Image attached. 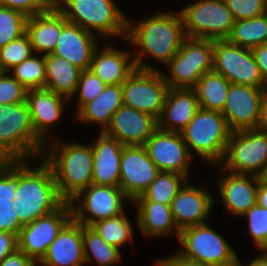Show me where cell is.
<instances>
[{"mask_svg": "<svg viewBox=\"0 0 267 266\" xmlns=\"http://www.w3.org/2000/svg\"><path fill=\"white\" fill-rule=\"evenodd\" d=\"M45 65V89L72 101L82 70L68 60L51 53L45 55Z\"/></svg>", "mask_w": 267, "mask_h": 266, "instance_id": "31", "label": "cell"}, {"mask_svg": "<svg viewBox=\"0 0 267 266\" xmlns=\"http://www.w3.org/2000/svg\"><path fill=\"white\" fill-rule=\"evenodd\" d=\"M235 21L250 19L267 12V0H224Z\"/></svg>", "mask_w": 267, "mask_h": 266, "instance_id": "43", "label": "cell"}, {"mask_svg": "<svg viewBox=\"0 0 267 266\" xmlns=\"http://www.w3.org/2000/svg\"><path fill=\"white\" fill-rule=\"evenodd\" d=\"M155 266H213L201 262L192 261L180 256L178 253L167 256L165 258H158L155 260Z\"/></svg>", "mask_w": 267, "mask_h": 266, "instance_id": "46", "label": "cell"}, {"mask_svg": "<svg viewBox=\"0 0 267 266\" xmlns=\"http://www.w3.org/2000/svg\"><path fill=\"white\" fill-rule=\"evenodd\" d=\"M259 179L267 185V165L266 167L263 169L261 175L259 176Z\"/></svg>", "mask_w": 267, "mask_h": 266, "instance_id": "53", "label": "cell"}, {"mask_svg": "<svg viewBox=\"0 0 267 266\" xmlns=\"http://www.w3.org/2000/svg\"><path fill=\"white\" fill-rule=\"evenodd\" d=\"M38 264L29 258L23 251L17 249L10 253L1 262L0 266H37Z\"/></svg>", "mask_w": 267, "mask_h": 266, "instance_id": "47", "label": "cell"}, {"mask_svg": "<svg viewBox=\"0 0 267 266\" xmlns=\"http://www.w3.org/2000/svg\"><path fill=\"white\" fill-rule=\"evenodd\" d=\"M93 153L92 184L120 186V161L124 145L116 138L99 132L91 142Z\"/></svg>", "mask_w": 267, "mask_h": 266, "instance_id": "22", "label": "cell"}, {"mask_svg": "<svg viewBox=\"0 0 267 266\" xmlns=\"http://www.w3.org/2000/svg\"><path fill=\"white\" fill-rule=\"evenodd\" d=\"M231 83L215 71L207 72L199 78L193 90L200 108L222 112Z\"/></svg>", "mask_w": 267, "mask_h": 266, "instance_id": "32", "label": "cell"}, {"mask_svg": "<svg viewBox=\"0 0 267 266\" xmlns=\"http://www.w3.org/2000/svg\"><path fill=\"white\" fill-rule=\"evenodd\" d=\"M166 68L169 75L163 76L169 88H193L201 76L213 71V40L186 37Z\"/></svg>", "mask_w": 267, "mask_h": 266, "instance_id": "8", "label": "cell"}, {"mask_svg": "<svg viewBox=\"0 0 267 266\" xmlns=\"http://www.w3.org/2000/svg\"><path fill=\"white\" fill-rule=\"evenodd\" d=\"M126 200L130 201L120 187L90 184L70 201L72 218L91 226L97 221L122 214Z\"/></svg>", "mask_w": 267, "mask_h": 266, "instance_id": "12", "label": "cell"}, {"mask_svg": "<svg viewBox=\"0 0 267 266\" xmlns=\"http://www.w3.org/2000/svg\"><path fill=\"white\" fill-rule=\"evenodd\" d=\"M180 133L194 157L196 154L215 167L224 157L232 131L221 112L199 108Z\"/></svg>", "mask_w": 267, "mask_h": 266, "instance_id": "5", "label": "cell"}, {"mask_svg": "<svg viewBox=\"0 0 267 266\" xmlns=\"http://www.w3.org/2000/svg\"><path fill=\"white\" fill-rule=\"evenodd\" d=\"M219 165L228 172L259 177L267 165V133L257 129L232 132Z\"/></svg>", "mask_w": 267, "mask_h": 266, "instance_id": "10", "label": "cell"}, {"mask_svg": "<svg viewBox=\"0 0 267 266\" xmlns=\"http://www.w3.org/2000/svg\"><path fill=\"white\" fill-rule=\"evenodd\" d=\"M219 168L222 171L217 186L220 200L224 203L228 215L242 217L246 211L256 205L259 177L236 174Z\"/></svg>", "mask_w": 267, "mask_h": 266, "instance_id": "20", "label": "cell"}, {"mask_svg": "<svg viewBox=\"0 0 267 266\" xmlns=\"http://www.w3.org/2000/svg\"><path fill=\"white\" fill-rule=\"evenodd\" d=\"M27 19L19 11L0 6V48L26 34Z\"/></svg>", "mask_w": 267, "mask_h": 266, "instance_id": "38", "label": "cell"}, {"mask_svg": "<svg viewBox=\"0 0 267 266\" xmlns=\"http://www.w3.org/2000/svg\"><path fill=\"white\" fill-rule=\"evenodd\" d=\"M121 87L124 106L147 113L158 120L169 90L162 71L135 69Z\"/></svg>", "mask_w": 267, "mask_h": 266, "instance_id": "11", "label": "cell"}, {"mask_svg": "<svg viewBox=\"0 0 267 266\" xmlns=\"http://www.w3.org/2000/svg\"><path fill=\"white\" fill-rule=\"evenodd\" d=\"M262 95H263V100L262 101H267V80L263 82L262 85Z\"/></svg>", "mask_w": 267, "mask_h": 266, "instance_id": "54", "label": "cell"}, {"mask_svg": "<svg viewBox=\"0 0 267 266\" xmlns=\"http://www.w3.org/2000/svg\"><path fill=\"white\" fill-rule=\"evenodd\" d=\"M53 4V0H0V6L19 11L31 17L44 12Z\"/></svg>", "mask_w": 267, "mask_h": 266, "instance_id": "44", "label": "cell"}, {"mask_svg": "<svg viewBox=\"0 0 267 266\" xmlns=\"http://www.w3.org/2000/svg\"><path fill=\"white\" fill-rule=\"evenodd\" d=\"M205 188V189H204ZM214 198L206 187L186 182L170 204L173 220L182 229L205 224L213 211Z\"/></svg>", "mask_w": 267, "mask_h": 266, "instance_id": "18", "label": "cell"}, {"mask_svg": "<svg viewBox=\"0 0 267 266\" xmlns=\"http://www.w3.org/2000/svg\"><path fill=\"white\" fill-rule=\"evenodd\" d=\"M37 55L34 53L9 71L27 90L45 88V55L41 54V57Z\"/></svg>", "mask_w": 267, "mask_h": 266, "instance_id": "37", "label": "cell"}, {"mask_svg": "<svg viewBox=\"0 0 267 266\" xmlns=\"http://www.w3.org/2000/svg\"><path fill=\"white\" fill-rule=\"evenodd\" d=\"M27 91L10 72L0 71V105L26 102Z\"/></svg>", "mask_w": 267, "mask_h": 266, "instance_id": "42", "label": "cell"}, {"mask_svg": "<svg viewBox=\"0 0 267 266\" xmlns=\"http://www.w3.org/2000/svg\"><path fill=\"white\" fill-rule=\"evenodd\" d=\"M257 257L251 259L247 266H267V251L262 250Z\"/></svg>", "mask_w": 267, "mask_h": 266, "instance_id": "52", "label": "cell"}, {"mask_svg": "<svg viewBox=\"0 0 267 266\" xmlns=\"http://www.w3.org/2000/svg\"><path fill=\"white\" fill-rule=\"evenodd\" d=\"M178 241L183 249L177 253L186 259L213 266L239 263L235 249L207 223L182 229Z\"/></svg>", "mask_w": 267, "mask_h": 266, "instance_id": "9", "label": "cell"}, {"mask_svg": "<svg viewBox=\"0 0 267 266\" xmlns=\"http://www.w3.org/2000/svg\"><path fill=\"white\" fill-rule=\"evenodd\" d=\"M247 218L248 232L258 250H267V209L258 204L252 206L242 217Z\"/></svg>", "mask_w": 267, "mask_h": 266, "instance_id": "40", "label": "cell"}, {"mask_svg": "<svg viewBox=\"0 0 267 266\" xmlns=\"http://www.w3.org/2000/svg\"><path fill=\"white\" fill-rule=\"evenodd\" d=\"M0 142L17 160L41 157L45 143L35 133L27 102L0 105Z\"/></svg>", "mask_w": 267, "mask_h": 266, "instance_id": "6", "label": "cell"}, {"mask_svg": "<svg viewBox=\"0 0 267 266\" xmlns=\"http://www.w3.org/2000/svg\"><path fill=\"white\" fill-rule=\"evenodd\" d=\"M42 160L39 166L29 167L27 159H19V186L13 208L22 226L32 223L56 209L65 201L60 197L50 166Z\"/></svg>", "mask_w": 267, "mask_h": 266, "instance_id": "3", "label": "cell"}, {"mask_svg": "<svg viewBox=\"0 0 267 266\" xmlns=\"http://www.w3.org/2000/svg\"><path fill=\"white\" fill-rule=\"evenodd\" d=\"M262 100V88L231 83L221 112L230 130L256 129Z\"/></svg>", "mask_w": 267, "mask_h": 266, "instance_id": "17", "label": "cell"}, {"mask_svg": "<svg viewBox=\"0 0 267 266\" xmlns=\"http://www.w3.org/2000/svg\"><path fill=\"white\" fill-rule=\"evenodd\" d=\"M188 180L178 173L160 172L149 187L133 201H151L170 205Z\"/></svg>", "mask_w": 267, "mask_h": 266, "instance_id": "35", "label": "cell"}, {"mask_svg": "<svg viewBox=\"0 0 267 266\" xmlns=\"http://www.w3.org/2000/svg\"><path fill=\"white\" fill-rule=\"evenodd\" d=\"M161 171L150 160L144 146H124L120 161V188L132 202Z\"/></svg>", "mask_w": 267, "mask_h": 266, "instance_id": "16", "label": "cell"}, {"mask_svg": "<svg viewBox=\"0 0 267 266\" xmlns=\"http://www.w3.org/2000/svg\"><path fill=\"white\" fill-rule=\"evenodd\" d=\"M256 129L267 133V101H262L261 103L260 115Z\"/></svg>", "mask_w": 267, "mask_h": 266, "instance_id": "49", "label": "cell"}, {"mask_svg": "<svg viewBox=\"0 0 267 266\" xmlns=\"http://www.w3.org/2000/svg\"><path fill=\"white\" fill-rule=\"evenodd\" d=\"M99 47L94 50L89 70L106 85H122L136 69L132 50H120L109 42L102 50Z\"/></svg>", "mask_w": 267, "mask_h": 266, "instance_id": "25", "label": "cell"}, {"mask_svg": "<svg viewBox=\"0 0 267 266\" xmlns=\"http://www.w3.org/2000/svg\"><path fill=\"white\" fill-rule=\"evenodd\" d=\"M144 147L150 160L161 172L178 173L187 179L190 177L193 152L190 153L181 133L157 128Z\"/></svg>", "mask_w": 267, "mask_h": 266, "instance_id": "15", "label": "cell"}, {"mask_svg": "<svg viewBox=\"0 0 267 266\" xmlns=\"http://www.w3.org/2000/svg\"><path fill=\"white\" fill-rule=\"evenodd\" d=\"M213 71L230 83L262 88L264 82L252 50L228 40L213 41Z\"/></svg>", "mask_w": 267, "mask_h": 266, "instance_id": "13", "label": "cell"}, {"mask_svg": "<svg viewBox=\"0 0 267 266\" xmlns=\"http://www.w3.org/2000/svg\"><path fill=\"white\" fill-rule=\"evenodd\" d=\"M19 186V160L10 166L0 167V231L19 234L23 227L13 208L16 189Z\"/></svg>", "mask_w": 267, "mask_h": 266, "instance_id": "30", "label": "cell"}, {"mask_svg": "<svg viewBox=\"0 0 267 266\" xmlns=\"http://www.w3.org/2000/svg\"><path fill=\"white\" fill-rule=\"evenodd\" d=\"M18 249V235L0 231V262Z\"/></svg>", "mask_w": 267, "mask_h": 266, "instance_id": "45", "label": "cell"}, {"mask_svg": "<svg viewBox=\"0 0 267 266\" xmlns=\"http://www.w3.org/2000/svg\"><path fill=\"white\" fill-rule=\"evenodd\" d=\"M40 266H84L83 224L73 218L51 243Z\"/></svg>", "mask_w": 267, "mask_h": 266, "instance_id": "21", "label": "cell"}, {"mask_svg": "<svg viewBox=\"0 0 267 266\" xmlns=\"http://www.w3.org/2000/svg\"><path fill=\"white\" fill-rule=\"evenodd\" d=\"M235 266H243L241 260H239V263L236 264Z\"/></svg>", "mask_w": 267, "mask_h": 266, "instance_id": "55", "label": "cell"}, {"mask_svg": "<svg viewBox=\"0 0 267 266\" xmlns=\"http://www.w3.org/2000/svg\"><path fill=\"white\" fill-rule=\"evenodd\" d=\"M180 9L186 37L213 41L230 37L235 20L224 0H196Z\"/></svg>", "mask_w": 267, "mask_h": 266, "instance_id": "7", "label": "cell"}, {"mask_svg": "<svg viewBox=\"0 0 267 266\" xmlns=\"http://www.w3.org/2000/svg\"><path fill=\"white\" fill-rule=\"evenodd\" d=\"M123 105L121 85H107L93 100L86 103L75 116L85 124H98L103 133L109 127L113 114Z\"/></svg>", "mask_w": 267, "mask_h": 266, "instance_id": "29", "label": "cell"}, {"mask_svg": "<svg viewBox=\"0 0 267 266\" xmlns=\"http://www.w3.org/2000/svg\"><path fill=\"white\" fill-rule=\"evenodd\" d=\"M200 106L193 88H169L157 128L181 132L193 119Z\"/></svg>", "mask_w": 267, "mask_h": 266, "instance_id": "26", "label": "cell"}, {"mask_svg": "<svg viewBox=\"0 0 267 266\" xmlns=\"http://www.w3.org/2000/svg\"><path fill=\"white\" fill-rule=\"evenodd\" d=\"M71 219V204L64 202L55 211L21 228L18 234V249L38 264L58 233Z\"/></svg>", "mask_w": 267, "mask_h": 266, "instance_id": "14", "label": "cell"}, {"mask_svg": "<svg viewBox=\"0 0 267 266\" xmlns=\"http://www.w3.org/2000/svg\"><path fill=\"white\" fill-rule=\"evenodd\" d=\"M68 22L63 13L52 4L44 12L28 17L26 34L29 36L34 53L44 55L54 51L62 27Z\"/></svg>", "mask_w": 267, "mask_h": 266, "instance_id": "27", "label": "cell"}, {"mask_svg": "<svg viewBox=\"0 0 267 266\" xmlns=\"http://www.w3.org/2000/svg\"><path fill=\"white\" fill-rule=\"evenodd\" d=\"M107 85L97 77L91 70H82L79 76L77 89V112L88 102L93 101ZM78 94V95H77Z\"/></svg>", "mask_w": 267, "mask_h": 266, "instance_id": "41", "label": "cell"}, {"mask_svg": "<svg viewBox=\"0 0 267 266\" xmlns=\"http://www.w3.org/2000/svg\"><path fill=\"white\" fill-rule=\"evenodd\" d=\"M256 204L267 209V185L264 184L260 179L257 187Z\"/></svg>", "mask_w": 267, "mask_h": 266, "instance_id": "50", "label": "cell"}, {"mask_svg": "<svg viewBox=\"0 0 267 266\" xmlns=\"http://www.w3.org/2000/svg\"><path fill=\"white\" fill-rule=\"evenodd\" d=\"M157 129V120L144 112L122 105L104 132L124 146H144Z\"/></svg>", "mask_w": 267, "mask_h": 266, "instance_id": "19", "label": "cell"}, {"mask_svg": "<svg viewBox=\"0 0 267 266\" xmlns=\"http://www.w3.org/2000/svg\"><path fill=\"white\" fill-rule=\"evenodd\" d=\"M26 102L30 109L31 122L35 133L47 144L49 142L48 134L53 127L52 124L59 122L69 100L43 88L29 89Z\"/></svg>", "mask_w": 267, "mask_h": 266, "instance_id": "23", "label": "cell"}, {"mask_svg": "<svg viewBox=\"0 0 267 266\" xmlns=\"http://www.w3.org/2000/svg\"><path fill=\"white\" fill-rule=\"evenodd\" d=\"M260 74L263 80H267V43L252 49Z\"/></svg>", "mask_w": 267, "mask_h": 266, "instance_id": "48", "label": "cell"}, {"mask_svg": "<svg viewBox=\"0 0 267 266\" xmlns=\"http://www.w3.org/2000/svg\"><path fill=\"white\" fill-rule=\"evenodd\" d=\"M132 203L137 208V226L145 237L165 238L175 233L179 239L180 230L173 220L170 205L151 201H132Z\"/></svg>", "mask_w": 267, "mask_h": 266, "instance_id": "28", "label": "cell"}, {"mask_svg": "<svg viewBox=\"0 0 267 266\" xmlns=\"http://www.w3.org/2000/svg\"><path fill=\"white\" fill-rule=\"evenodd\" d=\"M141 20L134 23L128 17L126 40L136 47L132 48L136 69L158 70L144 58L150 56L166 66L176 55L186 38L181 13L164 11Z\"/></svg>", "mask_w": 267, "mask_h": 266, "instance_id": "1", "label": "cell"}, {"mask_svg": "<svg viewBox=\"0 0 267 266\" xmlns=\"http://www.w3.org/2000/svg\"><path fill=\"white\" fill-rule=\"evenodd\" d=\"M227 40L251 50L267 43V12L254 18L235 21Z\"/></svg>", "mask_w": 267, "mask_h": 266, "instance_id": "34", "label": "cell"}, {"mask_svg": "<svg viewBox=\"0 0 267 266\" xmlns=\"http://www.w3.org/2000/svg\"><path fill=\"white\" fill-rule=\"evenodd\" d=\"M97 46V35L77 24L67 22L62 27L56 47L51 54L68 60L81 70H87L90 68Z\"/></svg>", "mask_w": 267, "mask_h": 266, "instance_id": "24", "label": "cell"}, {"mask_svg": "<svg viewBox=\"0 0 267 266\" xmlns=\"http://www.w3.org/2000/svg\"><path fill=\"white\" fill-rule=\"evenodd\" d=\"M108 244L120 249L128 241L133 242V225L127 218L125 212L122 214L97 221L90 226Z\"/></svg>", "mask_w": 267, "mask_h": 266, "instance_id": "36", "label": "cell"}, {"mask_svg": "<svg viewBox=\"0 0 267 266\" xmlns=\"http://www.w3.org/2000/svg\"><path fill=\"white\" fill-rule=\"evenodd\" d=\"M83 250L85 265H91L95 260L98 266H114L121 263L120 249L108 244L90 226L83 225Z\"/></svg>", "mask_w": 267, "mask_h": 266, "instance_id": "33", "label": "cell"}, {"mask_svg": "<svg viewBox=\"0 0 267 266\" xmlns=\"http://www.w3.org/2000/svg\"><path fill=\"white\" fill-rule=\"evenodd\" d=\"M53 4L68 22L101 38L113 36L126 41L128 16L120 10L115 0H53Z\"/></svg>", "mask_w": 267, "mask_h": 266, "instance_id": "4", "label": "cell"}, {"mask_svg": "<svg viewBox=\"0 0 267 266\" xmlns=\"http://www.w3.org/2000/svg\"><path fill=\"white\" fill-rule=\"evenodd\" d=\"M17 159L0 142V167L10 166Z\"/></svg>", "mask_w": 267, "mask_h": 266, "instance_id": "51", "label": "cell"}, {"mask_svg": "<svg viewBox=\"0 0 267 266\" xmlns=\"http://www.w3.org/2000/svg\"><path fill=\"white\" fill-rule=\"evenodd\" d=\"M41 158L50 166L58 193L65 202H70L92 184L93 153L90 143L85 145L75 141L67 144L60 137L50 138Z\"/></svg>", "mask_w": 267, "mask_h": 266, "instance_id": "2", "label": "cell"}, {"mask_svg": "<svg viewBox=\"0 0 267 266\" xmlns=\"http://www.w3.org/2000/svg\"><path fill=\"white\" fill-rule=\"evenodd\" d=\"M34 54L30 38L24 34L0 48V71L9 72Z\"/></svg>", "mask_w": 267, "mask_h": 266, "instance_id": "39", "label": "cell"}]
</instances>
